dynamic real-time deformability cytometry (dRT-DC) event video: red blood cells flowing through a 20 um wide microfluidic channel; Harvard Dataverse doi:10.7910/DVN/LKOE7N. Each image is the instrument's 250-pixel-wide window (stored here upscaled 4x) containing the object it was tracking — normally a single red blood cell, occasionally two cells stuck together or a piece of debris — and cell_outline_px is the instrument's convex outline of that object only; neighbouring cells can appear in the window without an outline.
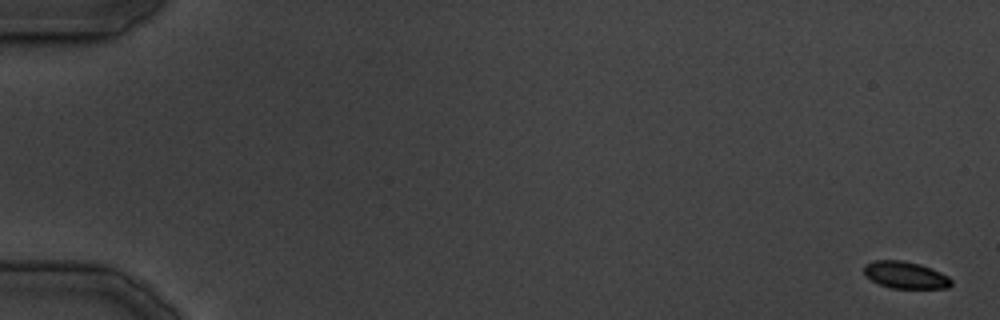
{"species": "common noctule bat (a hibernating species)", "species_latin": "Nyctalus noctula", "temperature_condition": "cold", "stored_images_in_passage": 40, "camera_frame_rate_fps": 3000, "um_per_image_px": 0.085, "animal": {"sex": "male", "body_mass_g": 19.5, "forearm_length_mm": 54.6}, "frame": {"image": 1, "passage_image": 1, "time_ms": 0.0, "image_size_px": [1000, 320], "cell_outline_px": [[952, 284], [948, 288], [892, 288], [880, 284], [864, 276], [864, 264], [872, 260], [904, 260], [920, 264], [932, 268], [948, 276], [952, 280]], "centroid_in_image_um": [76.95, 23.36], "position_along_channel_um": 8.1, "area_um2": 13.87}}
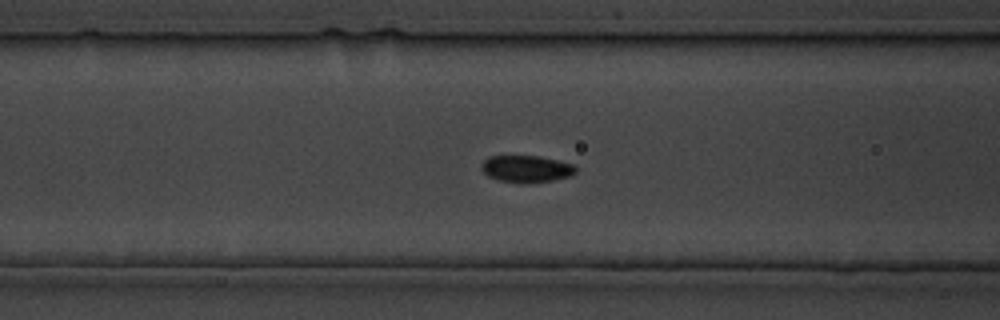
{"frame": {"image": 2, "passage_image": 16, "time_ms": 19.333, "image_size_px": [1000, 320], "cell_outline_px": [[576, 172], [572, 176], [552, 180], [528, 184], [520, 184], [496, 180], [488, 176], [480, 168], [480, 164], [488, 156], [540, 156], [576, 164]], "centroid_in_image_um": [44.74, 14.36], "position_along_channel_um": 121.9, "area_um2": 15.26}}
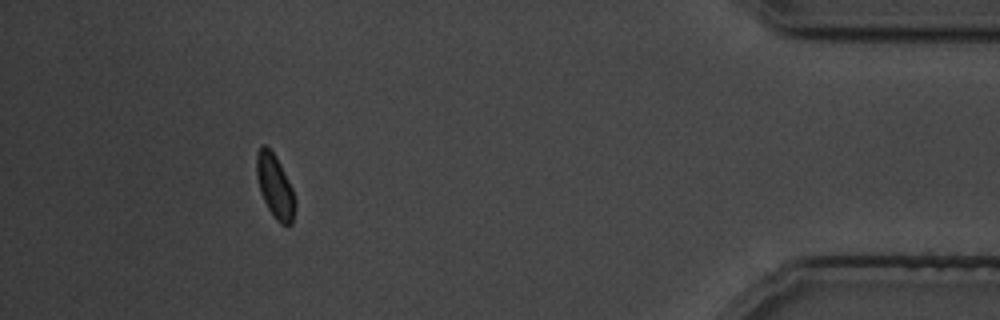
{"frame": {"image": 3, "passage_image": 37, "time_ms": 43.0, "image_size_px": [1000, 320], "cell_outline_px": [[296, 208], [292, 224], [280, 224], [276, 220], [268, 208], [260, 192], [256, 176], [256, 152], [260, 144], [264, 144], [276, 156], [292, 188], [296, 200]], "centroid_in_image_um": [23.36, 15.83], "position_along_channel_um": 411.8, "area_um2": 14.39}}